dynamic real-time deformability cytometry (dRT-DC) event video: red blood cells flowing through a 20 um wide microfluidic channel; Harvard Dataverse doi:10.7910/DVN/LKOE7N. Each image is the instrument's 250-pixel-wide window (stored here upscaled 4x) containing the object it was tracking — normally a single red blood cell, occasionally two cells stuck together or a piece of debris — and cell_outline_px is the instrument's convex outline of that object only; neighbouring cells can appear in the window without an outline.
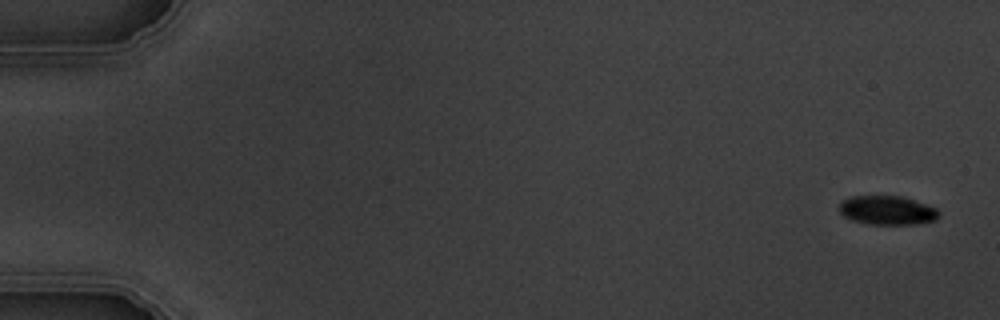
{"species": "common noctule bat (a hibernating species)", "species_latin": "Nyctalus noctula", "temperature_condition": "warm", "stored_images_in_passage": 6, "camera_frame_rate_fps": 3000, "um_per_image_px": 0.085, "animal": {"sex": "male", "body_mass_g": 19.5, "forearm_length_mm": 54.6}, "frame": {"image": 1, "passage_image": 1, "time_ms": 0.0, "image_size_px": [1000, 320], "cell_outline_px": [[940, 212], [936, 220], [916, 224], [868, 224], [852, 220], [844, 216], [840, 212], [840, 204], [848, 196], [900, 196], [936, 208]], "centroid_in_image_um": [75.41, 17.88], "position_along_channel_um": 9.6, "area_um2": 16.65}}
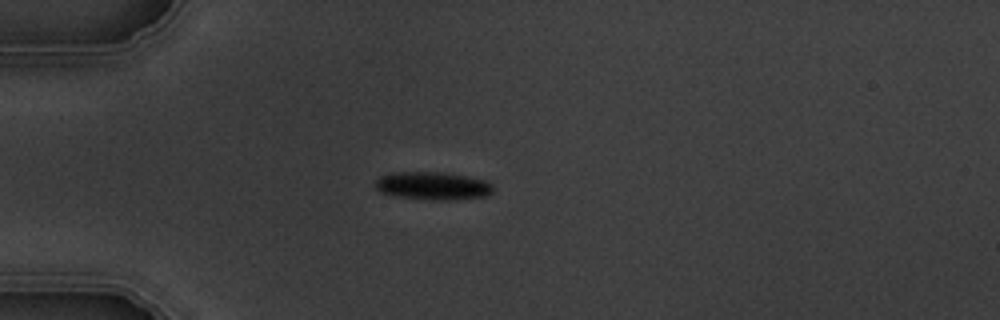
{"frame": {"image": 2, "passage_image": 5, "time_ms": 4.667, "image_size_px": [1000, 320], "cell_outline_px": [[496, 188], [488, 196], [448, 200], [432, 200], [400, 196], [380, 192], [372, 184], [380, 176], [392, 172], [444, 172], [488, 180]], "centroid_in_image_um": [36.82, 15.78], "position_along_channel_um": 48.2, "area_um2": 19.42}}